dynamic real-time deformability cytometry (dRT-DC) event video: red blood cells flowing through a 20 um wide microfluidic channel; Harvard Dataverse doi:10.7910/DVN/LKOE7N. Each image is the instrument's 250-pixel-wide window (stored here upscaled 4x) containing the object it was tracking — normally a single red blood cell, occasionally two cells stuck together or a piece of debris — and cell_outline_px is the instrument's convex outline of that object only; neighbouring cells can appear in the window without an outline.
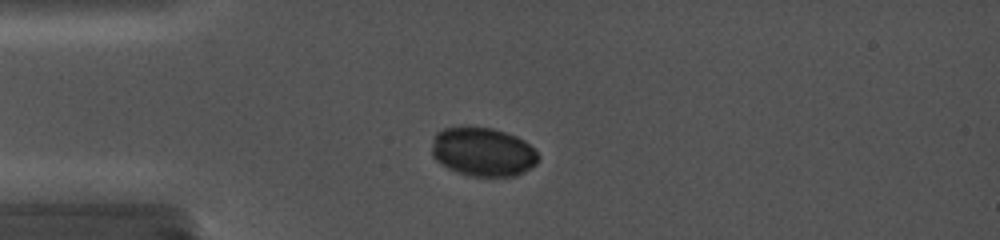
{"species": "common noctule bat (a hibernating species)", "species_latin": "Nyctalus noctula", "temperature_condition": "cold", "stored_images_in_passage": 11, "camera_frame_rate_fps": 5000, "um_per_image_px": 0.085, "animal": {"sex": "female", "body_mass_g": 19.0, "forearm_length_mm": 56.7}, "frame": {"image": 1, "passage_image": 1, "time_ms": 0.0, "image_size_px": [1000, 240], "cell_outline_px": [[540, 156], [536, 164], [524, 172], [516, 176], [472, 176], [456, 172], [448, 168], [436, 160], [432, 156], [432, 136], [436, 132], [444, 128], [464, 124], [492, 128], [516, 136], [524, 140]], "centroid_in_image_um": [41.0, 12.87], "position_along_channel_um": 44.0, "area_um2": 30.87}}